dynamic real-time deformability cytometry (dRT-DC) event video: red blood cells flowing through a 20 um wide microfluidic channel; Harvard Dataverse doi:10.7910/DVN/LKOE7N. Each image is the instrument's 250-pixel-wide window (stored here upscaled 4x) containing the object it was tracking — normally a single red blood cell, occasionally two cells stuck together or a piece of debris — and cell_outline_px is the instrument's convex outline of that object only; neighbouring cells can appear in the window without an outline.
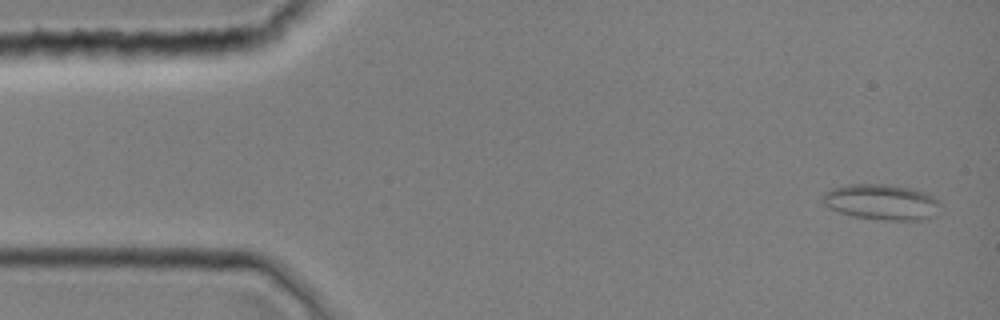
{"species": "common noctule bat (a hibernating species)", "species_latin": "Nyctalus noctula", "temperature_condition": "room temperature", "stored_images_in_passage": 8, "camera_frame_rate_fps": 3000, "um_per_image_px": 0.085, "animal": {"sex": "female", "body_mass_g": 19.0, "forearm_length_mm": 51.5}, "frame": {"image": 1, "passage_image": 2, "time_ms": 0.333, "image_size_px": [1000, 320], "cell_outline_px": [[940, 204], [936, 216], [924, 220], [884, 220], [852, 216], [828, 208], [820, 200], [824, 192], [832, 188], [848, 184], [884, 184], [908, 188], [924, 192], [940, 200]], "centroid_in_image_um": [74.92, 17.18], "position_along_channel_um": 10.1, "area_um2": 24.62}}